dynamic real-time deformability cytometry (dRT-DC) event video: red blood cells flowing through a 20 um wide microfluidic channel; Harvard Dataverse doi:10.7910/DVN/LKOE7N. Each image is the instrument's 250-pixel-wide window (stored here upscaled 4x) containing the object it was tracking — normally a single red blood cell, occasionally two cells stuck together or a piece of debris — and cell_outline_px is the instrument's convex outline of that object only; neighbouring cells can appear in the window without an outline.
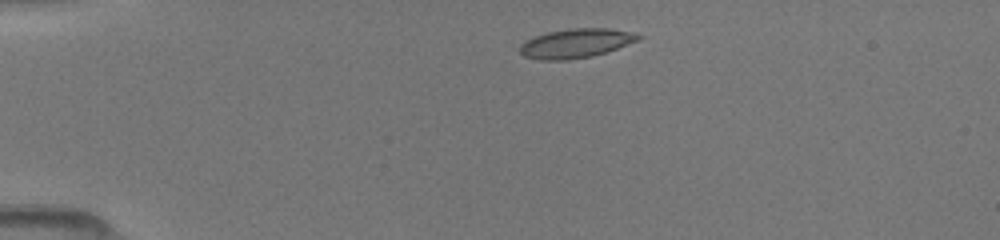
{"species": "common noctule bat (a hibernating species)", "species_latin": "Nyctalus noctula", "temperature_condition": "room temperature", "stored_images_in_passage": 4, "camera_frame_rate_fps": 3000, "um_per_image_px": 0.085, "animal": {"sex": "female", "body_mass_g": 19.5, "forearm_length_mm": 54.1}, "frame": {"image": 1, "passage_image": 1, "time_ms": 0.0, "image_size_px": [1000, 240], "cell_outline_px": [[644, 36], [636, 40], [616, 48], [592, 56], [568, 60], [540, 60], [524, 56], [520, 52], [520, 44], [524, 40], [548, 32], [568, 28], [608, 28], [628, 32]], "centroid_in_image_um": [48.87, 3.68], "position_along_channel_um": 36.1, "area_um2": 19.88}}
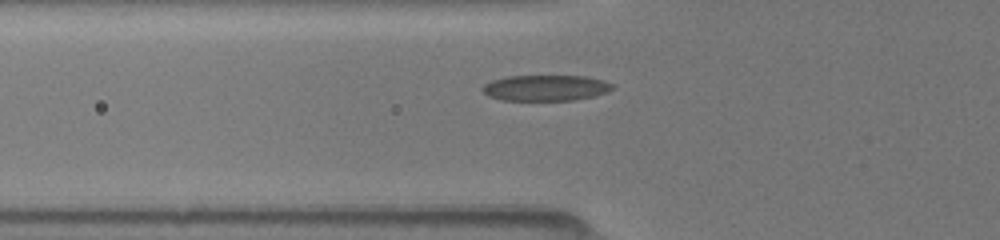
{"frame": {"image": 2, "passage_image": 4, "time_ms": 2.333, "image_size_px": [1000, 240], "cell_outline_px": [[612, 88], [596, 96], [576, 100], [500, 100], [488, 96], [480, 88], [484, 84], [492, 80], [504, 76], [588, 76], [604, 80], [612, 84]], "centroid_in_image_um": [46.34, 7.47], "position_along_channel_um": 79.5, "area_um2": 19.65}}